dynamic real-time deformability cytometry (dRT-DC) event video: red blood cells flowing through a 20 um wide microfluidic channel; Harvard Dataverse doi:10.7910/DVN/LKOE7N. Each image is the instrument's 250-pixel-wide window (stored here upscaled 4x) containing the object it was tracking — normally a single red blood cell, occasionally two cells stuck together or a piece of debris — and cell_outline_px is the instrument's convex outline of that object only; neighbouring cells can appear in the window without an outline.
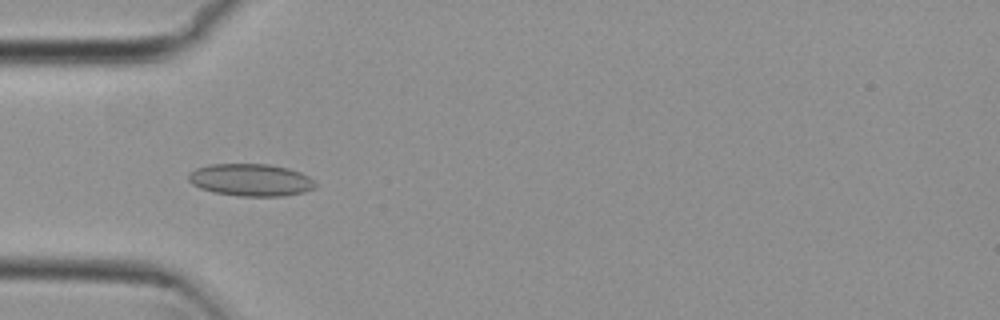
{"species": "common noctule bat (a hibernating species)", "species_latin": "Nyctalus noctula", "temperature_condition": "cold", "stored_images_in_passage": 50, "camera_frame_rate_fps": 3000, "um_per_image_px": 0.085, "animal": {"sex": "female", "body_mass_g": 29.2, "forearm_length_mm": 56.3}, "frame": {"image": 1, "passage_image": 13, "time_ms": 4.0, "image_size_px": [1000, 320], "cell_outline_px": [[316, 184], [312, 188], [304, 192], [284, 196], [236, 196], [212, 192], [200, 188], [192, 184], [188, 180], [188, 172], [196, 168], [208, 164], [268, 164], [288, 168], [300, 172], [308, 176]], "centroid_in_image_um": [21.26, 15.29], "position_along_channel_um": 63.7, "area_um2": 23.99}}
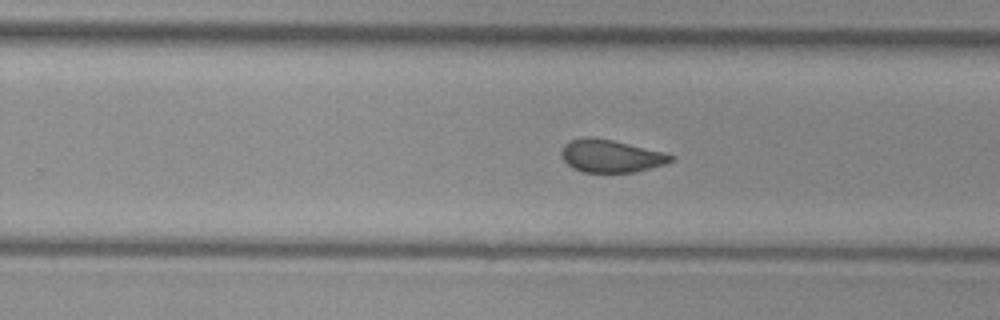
{"frame": {"image": 2, "passage_image": 30, "time_ms": 9.667, "image_size_px": [1000, 320], "cell_outline_px": [[676, 160], [664, 164], [636, 172], [584, 172], [572, 168], [564, 160], [560, 152], [564, 144], [572, 140], [584, 136], [588, 136], [612, 140], [664, 152], [676, 156]], "centroid_in_image_um": [51.94, 13.26], "position_along_channel_um": 277.9, "area_um2": 20.87}}
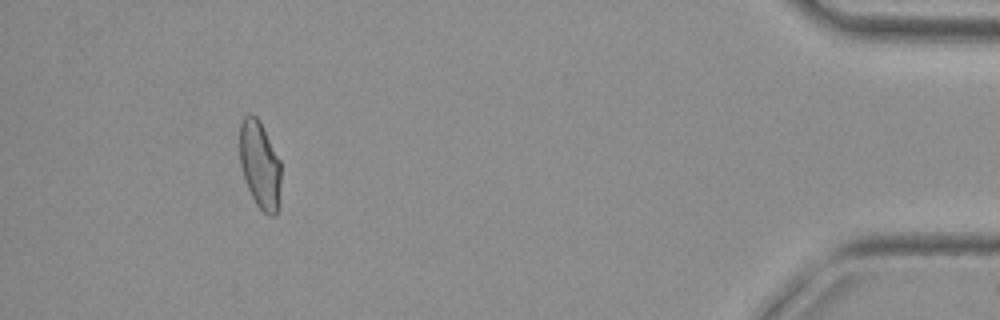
{"frame": {"image": 3, "passage_image": 46, "time_ms": 15.0, "image_size_px": [1000, 320], "cell_outline_px": [[280, 180], [276, 212], [272, 216], [268, 216], [256, 204], [248, 188], [240, 164], [240, 124], [244, 116], [256, 116], [280, 160]], "centroid_in_image_um": [22.07, 14.02], "position_along_channel_um": 413.1, "area_um2": 20.35}, "authors_computed_cell_mechanics": {"area_um2": 21.9062, "velocity_mm_per_s": 3.8022, "shape_relaxation_time_tau1_ms": null, "shape_relaxation_time_tau2_ms": 1.5234, "deformation_change_tau1": null, "deformation_change_tau2": 0.0703}}